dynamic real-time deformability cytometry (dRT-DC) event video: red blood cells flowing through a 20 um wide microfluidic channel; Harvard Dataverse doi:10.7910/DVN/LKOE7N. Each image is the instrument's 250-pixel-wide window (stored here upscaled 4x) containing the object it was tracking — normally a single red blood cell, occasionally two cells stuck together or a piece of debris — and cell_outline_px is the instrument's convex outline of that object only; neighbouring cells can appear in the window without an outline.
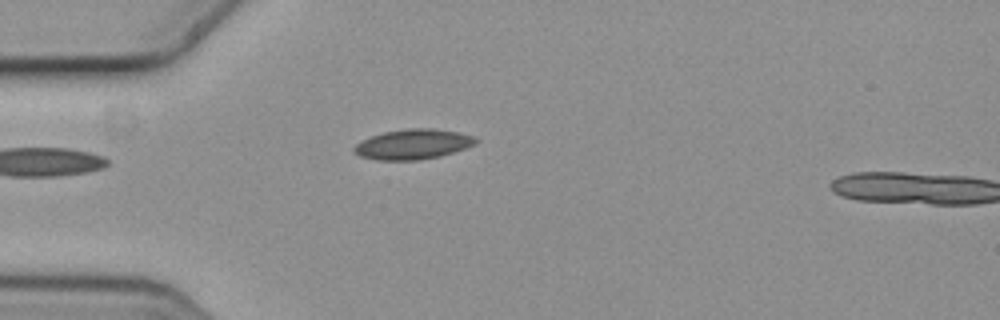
{"species": "common noctule bat (a hibernating species)", "species_latin": "Nyctalus noctula", "temperature_condition": "cold", "stored_images_in_passage": 7, "camera_frame_rate_fps": 3000, "um_per_image_px": 0.085, "animal": {"sex": "female", "body_mass_g": 19.3, "forearm_length_mm": 54.1}, "frame": {"image": 1, "passage_image": 6, "time_ms": 1.667, "image_size_px": [1000, 320], "cell_outline_px": [[480, 140], [476, 144], [440, 156], [420, 160], [376, 160], [360, 156], [352, 152], [352, 148], [356, 144], [372, 136], [384, 132], [408, 128], [432, 128], [460, 132], [476, 136]], "centroid_in_image_um": [35.13, 12.26], "position_along_channel_um": 49.9, "area_um2": 21.44}}